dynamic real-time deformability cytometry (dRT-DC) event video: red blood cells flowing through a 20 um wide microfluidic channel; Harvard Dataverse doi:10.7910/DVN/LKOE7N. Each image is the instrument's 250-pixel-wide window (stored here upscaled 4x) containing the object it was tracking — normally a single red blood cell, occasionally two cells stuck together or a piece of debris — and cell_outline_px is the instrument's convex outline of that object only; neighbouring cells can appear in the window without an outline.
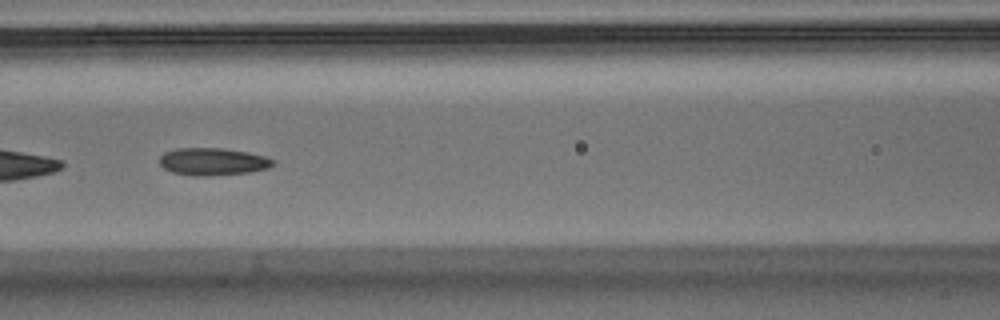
{"species": "Egyptian fruit bat (a non-hibernating species)", "species_latin": "Rousettus aegyptiacus", "temperature_condition": "warm", "stored_images_in_passage": 32, "camera_frame_rate_fps": 3000, "um_per_image_px": 0.085, "animal": {"sex": "male"}, "frame": {"image": 1, "passage_image": 23, "time_ms": 7.333, "image_size_px": [1000, 320], "cell_outline_px": [[276, 164], [268, 168], [252, 172], [212, 176], [196, 176], [172, 172], [164, 168], [160, 164], [160, 156], [164, 152], [176, 148], [220, 148], [248, 152], [264, 156], [276, 160]], "centroid_in_image_um": [18.12, 13.74], "position_along_channel_um": 148.5, "area_um2": 18.32}}